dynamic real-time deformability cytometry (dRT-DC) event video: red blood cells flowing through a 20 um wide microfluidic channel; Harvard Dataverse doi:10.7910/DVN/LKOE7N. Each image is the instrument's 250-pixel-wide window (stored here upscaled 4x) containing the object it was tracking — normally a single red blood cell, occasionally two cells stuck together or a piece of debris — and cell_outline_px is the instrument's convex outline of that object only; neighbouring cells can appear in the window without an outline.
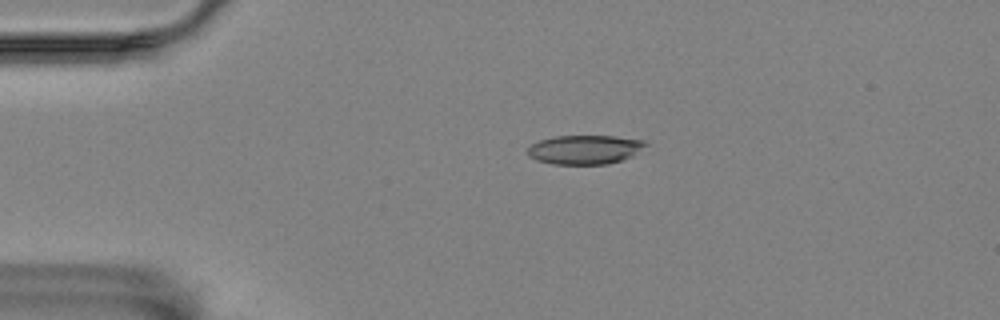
{"species": "Egyptian fruit bat (a non-hibernating species)", "species_latin": "Rousettus aegyptiacus", "temperature_condition": "room temperature", "stored_images_in_passage": 4, "camera_frame_rate_fps": 3000, "um_per_image_px": 0.085, "animal": {"sex": "female"}, "frame": {"image": 1, "passage_image": 1, "time_ms": 0.0, "image_size_px": [1000, 320], "cell_outline_px": [[648, 144], [632, 156], [608, 164], [552, 164], [536, 160], [528, 156], [528, 148], [532, 144], [540, 140], [556, 136], [612, 136], [644, 140]], "centroid_in_image_um": [49.69, 12.72], "position_along_channel_um": 35.3, "area_um2": 19.88}}
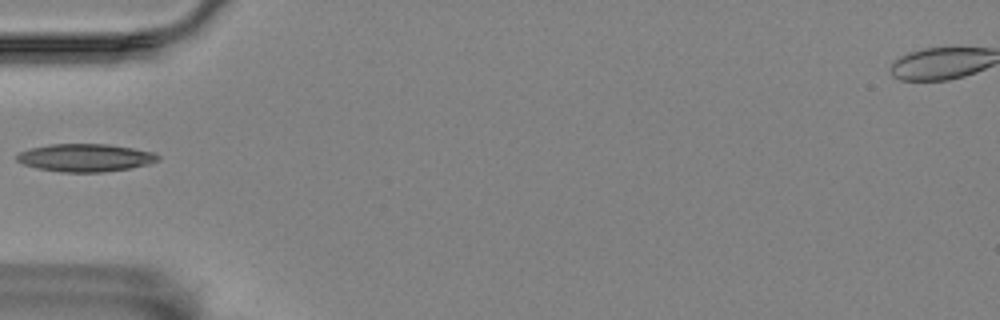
{"frame": {"image": 2, "passage_image": 3, "time_ms": 2.333, "image_size_px": [1000, 320], "cell_outline_px": [[160, 160], [148, 164], [128, 168], [100, 172], [60, 172], [36, 168], [24, 164], [16, 160], [16, 156], [20, 152], [32, 148], [52, 144], [108, 144], [132, 148], [152, 152], [160, 156]], "centroid_in_image_um": [7.25, 13.41], "position_along_channel_um": 77.8, "area_um2": 22.66}}
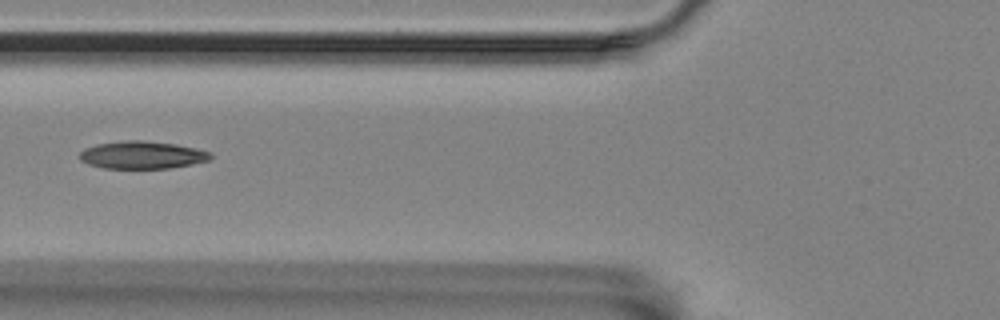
{"frame": {"image": 3, "passage_image": 4, "time_ms": 3.333, "image_size_px": [1000, 320], "cell_outline_px": [[212, 156], [208, 160], [192, 164], [168, 168], [104, 168], [88, 164], [80, 160], [80, 152], [84, 148], [96, 144], [128, 140], [144, 140], [176, 144], [196, 148], [212, 152]], "centroid_in_image_um": [12.08, 13.16], "position_along_channel_um": 113.7, "area_um2": 21.04}}